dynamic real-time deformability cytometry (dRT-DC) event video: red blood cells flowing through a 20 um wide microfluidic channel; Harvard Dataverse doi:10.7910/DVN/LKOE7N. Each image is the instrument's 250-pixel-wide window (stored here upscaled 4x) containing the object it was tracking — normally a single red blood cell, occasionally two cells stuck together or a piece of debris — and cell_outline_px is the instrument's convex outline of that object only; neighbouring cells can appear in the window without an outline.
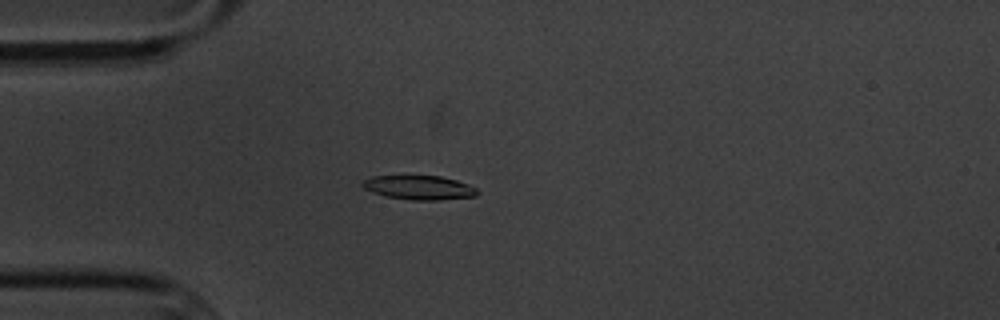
{"species": "common noctule bat (a hibernating species)", "species_latin": "Nyctalus noctula", "temperature_condition": "cold", "stored_images_in_passage": 3, "camera_frame_rate_fps": 3000, "um_per_image_px": 0.085, "animal": {"sex": "male", "body_mass_g": 20.1, "forearm_length_mm": 53.5}, "frame": {"image": 1, "passage_image": 3, "time_ms": 3.333, "image_size_px": [1000, 320], "cell_outline_px": [[480, 192], [476, 196], [440, 200], [412, 200], [384, 196], [372, 192], [364, 188], [360, 184], [364, 180], [372, 176], [440, 176], [456, 180], [468, 184], [476, 188]], "centroid_in_image_um": [35.63, 15.95], "position_along_channel_um": 49.4, "area_um2": 16.18}}